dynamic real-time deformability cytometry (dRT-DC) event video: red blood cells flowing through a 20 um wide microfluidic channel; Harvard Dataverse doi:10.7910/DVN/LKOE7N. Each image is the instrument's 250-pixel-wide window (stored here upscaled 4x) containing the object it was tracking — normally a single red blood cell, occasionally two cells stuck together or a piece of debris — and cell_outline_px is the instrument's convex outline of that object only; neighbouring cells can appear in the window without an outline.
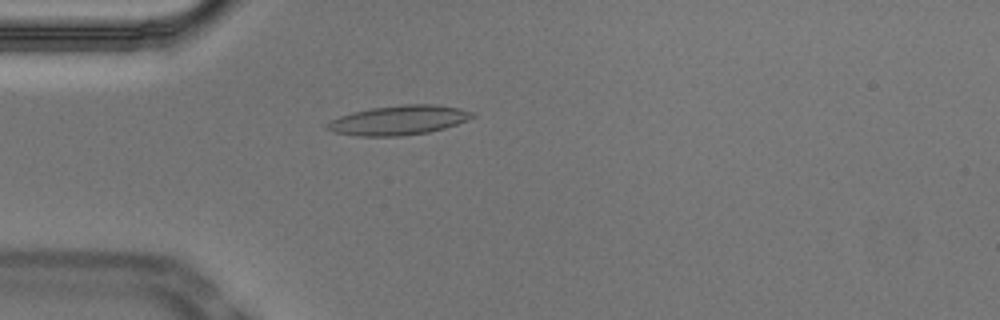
{"species": "Egyptian fruit bat (a non-hibernating species)", "species_latin": "Rousettus aegyptiacus", "temperature_condition": "cold", "stored_images_in_passage": 53, "camera_frame_rate_fps": 3000, "um_per_image_px": 0.085, "animal": {"sex": "male"}, "frame": {"image": 1, "passage_image": 14, "time_ms": 4.333, "image_size_px": [1000, 320], "cell_outline_px": [[476, 116], [468, 120], [444, 128], [428, 132], [400, 136], [360, 136], [336, 132], [324, 128], [324, 124], [340, 116], [352, 112], [372, 108], [404, 104], [432, 104], [460, 108], [476, 112]], "centroid_in_image_um": [33.92, 10.21], "position_along_channel_um": 51.1, "area_um2": 24.91}}
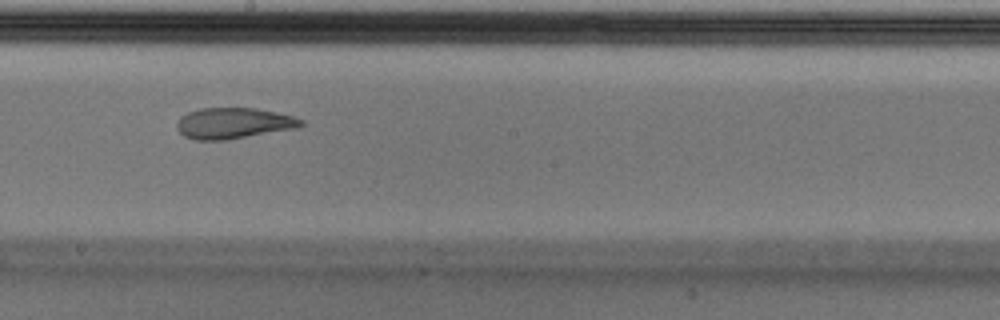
{"frame": {"image": 2, "passage_image": 29, "time_ms": 9.333, "image_size_px": [1000, 320], "cell_outline_px": [[304, 124], [296, 128], [228, 140], [196, 140], [184, 136], [176, 128], [176, 124], [180, 116], [188, 112], [200, 108], [256, 108], [276, 112], [292, 116], [304, 120]], "centroid_in_image_um": [19.83, 10.47], "position_along_channel_um": 228.4, "area_um2": 22.48}}
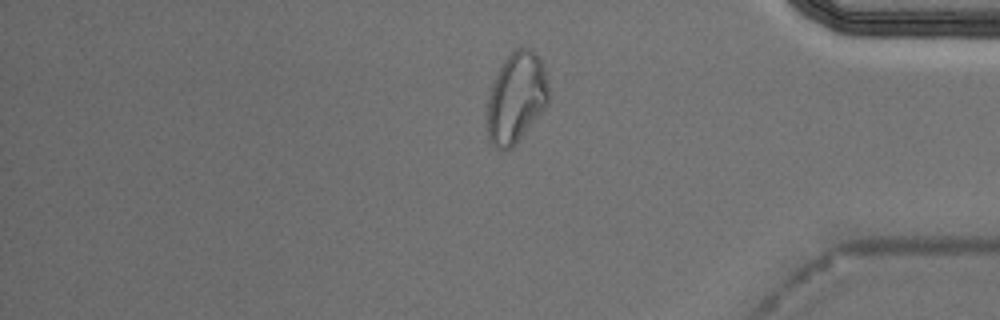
{"frame": {"image": 3, "passage_image": 44, "time_ms": 14.333, "image_size_px": [1000, 320], "cell_outline_px": [[548, 104], [520, 136], [504, 152], [500, 152], [492, 144], [488, 136], [488, 96], [492, 84], [504, 60], [516, 48], [532, 48], [540, 56], [548, 84]], "centroid_in_image_um": [43.88, 8.26], "position_along_channel_um": 391.3, "area_um2": 31.79}, "authors_computed_cell_mechanics": {"area_um2": 23.7558, "velocity_mm_per_s": 3.7219, "shape_relaxation_time_tau1_ms": null, "shape_relaxation_time_tau2_ms": 2.4799, "deformation_change_tau1": null, "deformation_change_tau2": 0.0879}}